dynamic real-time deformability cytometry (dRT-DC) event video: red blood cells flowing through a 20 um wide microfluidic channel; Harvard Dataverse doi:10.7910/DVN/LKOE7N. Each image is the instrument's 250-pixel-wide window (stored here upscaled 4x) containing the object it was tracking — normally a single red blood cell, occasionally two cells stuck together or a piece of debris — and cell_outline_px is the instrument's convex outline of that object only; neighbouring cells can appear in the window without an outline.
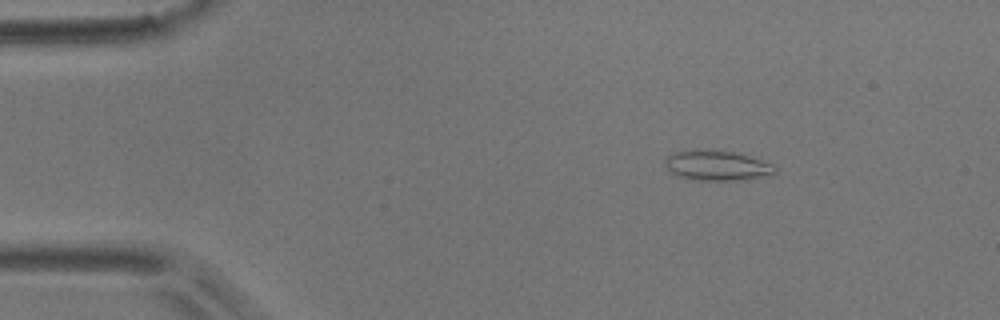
{"species": "common noctule bat (a hibernating species)", "species_latin": "Nyctalus noctula", "temperature_condition": "room temperature", "stored_images_in_passage": 4, "camera_frame_rate_fps": 3000, "um_per_image_px": 0.085, "animal": {"sex": "male", "body_mass_g": 17.9}, "frame": {"image": 1, "passage_image": 2, "time_ms": 1.0, "image_size_px": [1000, 320], "cell_outline_px": [[776, 172], [772, 176], [744, 180], [696, 180], [676, 176], [664, 164], [664, 160], [668, 156], [676, 152], [736, 152], [776, 164]], "centroid_in_image_um": [61.06, 14.12], "position_along_channel_um": 23.9, "area_um2": 18.9}}